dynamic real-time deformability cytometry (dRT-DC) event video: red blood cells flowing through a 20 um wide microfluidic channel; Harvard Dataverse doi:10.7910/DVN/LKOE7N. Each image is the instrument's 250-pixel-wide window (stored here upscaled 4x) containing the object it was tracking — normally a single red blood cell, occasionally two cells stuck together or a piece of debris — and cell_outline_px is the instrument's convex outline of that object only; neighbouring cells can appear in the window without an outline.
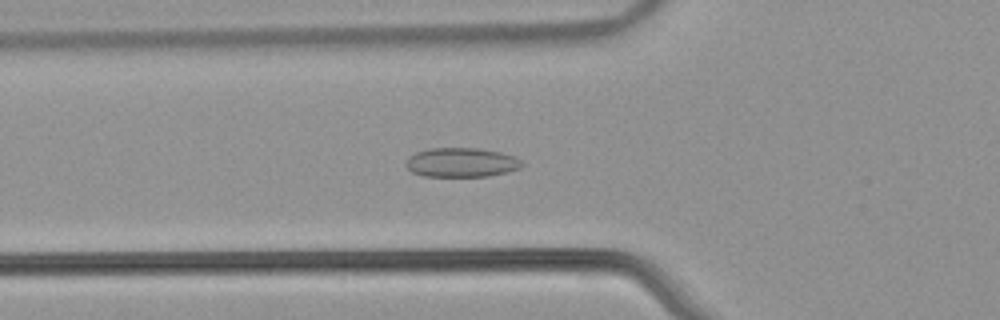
{"species": "common noctule bat (a hibernating species)", "species_latin": "Nyctalus noctula", "temperature_condition": "warm", "stored_images_in_passage": 26, "camera_frame_rate_fps": 3000, "um_per_image_px": 0.085, "animal": {"sex": "male", "body_mass_g": 21.5, "forearm_length_mm": 52.0}, "frame": {"image": 1, "passage_image": 2, "time_ms": 0.333, "image_size_px": [1000, 320], "cell_outline_px": [[524, 164], [520, 168], [508, 172], [488, 176], [424, 176], [412, 172], [404, 164], [408, 156], [416, 152], [428, 148], [476, 148], [500, 152], [516, 156]], "centroid_in_image_um": [39.21, 13.8], "position_along_channel_um": 86.6, "area_um2": 19.94}}
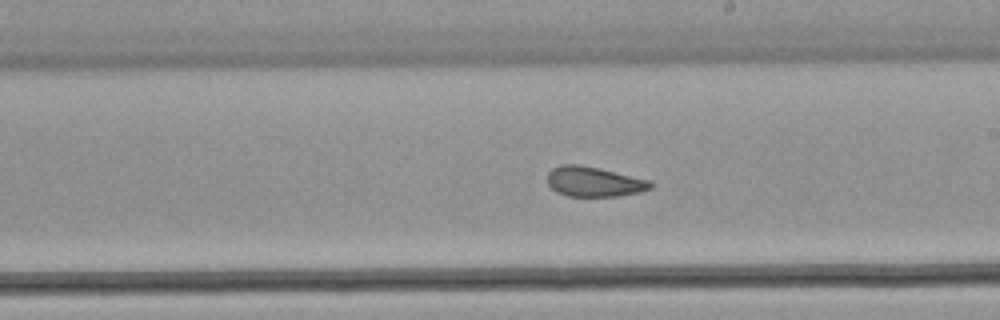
{"frame": {"image": 2, "passage_image": 14, "time_ms": 4.333, "image_size_px": [1000, 320], "cell_outline_px": [[656, 184], [652, 188], [640, 192], [620, 196], [568, 196], [556, 192], [548, 184], [548, 172], [552, 168], [560, 164], [580, 164], [600, 168], [648, 180]], "centroid_in_image_um": [50.49, 15.44], "position_along_channel_um": 238.5, "area_um2": 18.15}}
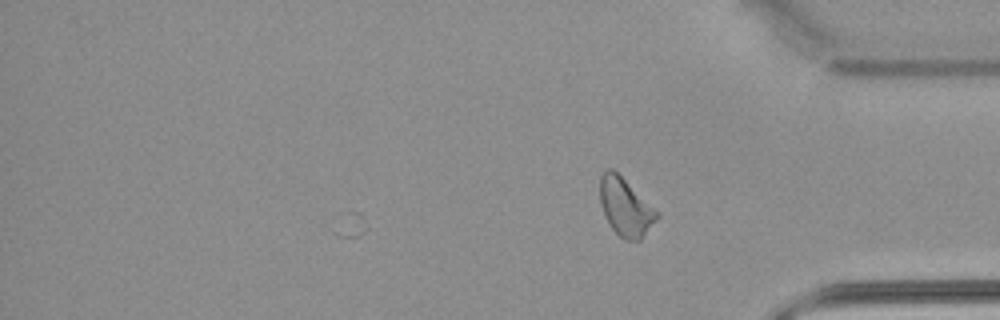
{"frame": {"image": 3, "passage_image": 26, "time_ms": 8.333, "image_size_px": [1000, 320], "cell_outline_px": [[660, 216], [640, 240], [624, 240], [612, 228], [600, 204], [600, 176], [608, 168], [612, 168], [660, 212]], "centroid_in_image_um": [53.19, 17.6], "position_along_channel_um": 382.0, "area_um2": 19.02}}